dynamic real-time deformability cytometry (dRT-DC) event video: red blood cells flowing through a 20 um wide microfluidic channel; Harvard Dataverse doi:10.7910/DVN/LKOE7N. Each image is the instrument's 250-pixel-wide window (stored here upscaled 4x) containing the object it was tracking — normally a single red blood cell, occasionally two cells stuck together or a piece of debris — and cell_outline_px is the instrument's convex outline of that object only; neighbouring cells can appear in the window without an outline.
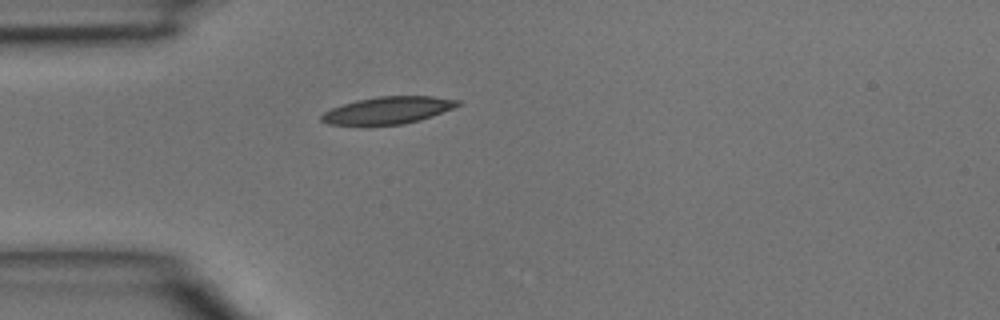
{"species": "common noctule bat (a hibernating species)", "species_latin": "Nyctalus noctula", "temperature_condition": "room temperature", "stored_images_in_passage": 5, "camera_frame_rate_fps": 3000, "um_per_image_px": 0.085, "animal": {"sex": "male", "body_mass_g": 15.6}, "frame": {"image": 1, "passage_image": 5, "time_ms": 1.333, "image_size_px": [1000, 320], "cell_outline_px": [[460, 104], [452, 108], [432, 116], [420, 120], [404, 124], [368, 128], [328, 124], [320, 120], [320, 116], [324, 112], [332, 108], [356, 100], [380, 96], [432, 96], [460, 100]], "centroid_in_image_um": [32.9, 9.42], "position_along_channel_um": 52.1, "area_um2": 22.31}}